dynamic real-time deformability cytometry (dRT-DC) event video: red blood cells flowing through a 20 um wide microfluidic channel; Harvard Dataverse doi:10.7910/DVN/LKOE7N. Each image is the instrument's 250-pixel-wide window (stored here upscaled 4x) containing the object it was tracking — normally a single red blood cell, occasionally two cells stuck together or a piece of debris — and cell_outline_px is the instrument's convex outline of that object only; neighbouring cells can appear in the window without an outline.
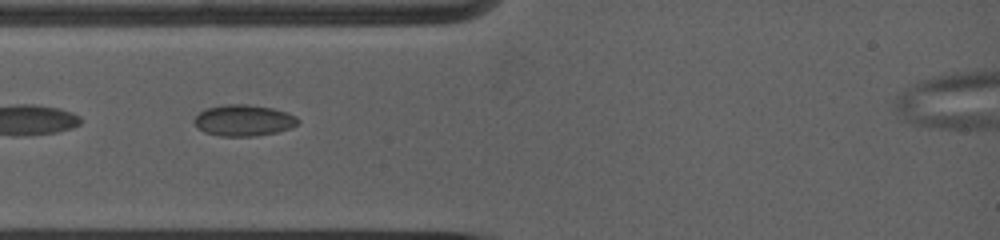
{"species": "common noctule bat (a hibernating species)", "species_latin": "Nyctalus noctula", "temperature_condition": "warm", "stored_images_in_passage": 13, "camera_frame_rate_fps": 5000, "um_per_image_px": 0.085, "animal": {"sex": "female", "body_mass_g": 19.0, "forearm_length_mm": 53.3}, "frame": {"image": 1, "passage_image": 1, "time_ms": 0.0, "image_size_px": [1000, 240], "cell_outline_px": [[300, 124], [276, 132], [256, 136], [220, 136], [204, 132], [196, 128], [192, 120], [200, 112], [208, 108], [224, 104], [248, 104], [272, 108], [288, 112], [296, 116], [300, 120]], "centroid_in_image_um": [20.7, 10.23], "position_along_channel_um": 64.3, "area_um2": 19.07}}
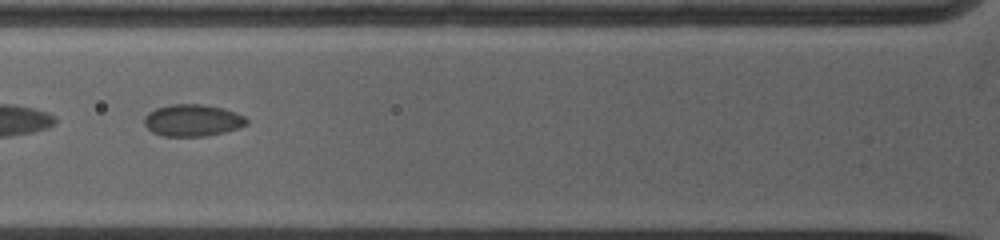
{"frame": {"image": 2, "passage_image": 4, "time_ms": 1.2, "image_size_px": [1000, 240], "cell_outline_px": [[248, 124], [240, 128], [208, 136], [164, 136], [152, 132], [144, 124], [144, 116], [148, 112], [156, 108], [168, 104], [204, 104], [224, 108], [236, 112], [244, 116], [248, 120]], "centroid_in_image_um": [16.38, 10.22], "position_along_channel_um": 109.4, "area_um2": 19.31}}